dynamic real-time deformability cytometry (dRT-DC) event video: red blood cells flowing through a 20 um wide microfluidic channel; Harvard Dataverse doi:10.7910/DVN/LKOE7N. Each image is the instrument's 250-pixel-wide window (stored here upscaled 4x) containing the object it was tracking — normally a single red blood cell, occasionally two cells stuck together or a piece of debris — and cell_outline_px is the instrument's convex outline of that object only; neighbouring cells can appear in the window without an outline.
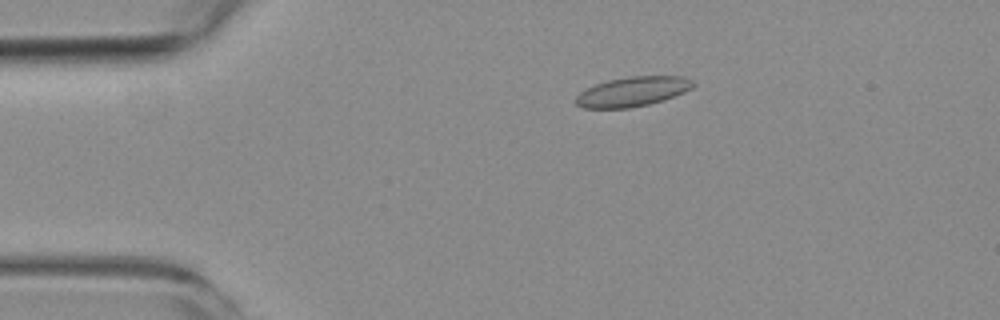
{"species": "common noctule bat (a hibernating species)", "species_latin": "Nyctalus noctula", "temperature_condition": "room temperature", "stored_images_in_passage": 10, "camera_frame_rate_fps": 3000, "um_per_image_px": 0.085, "animal": {"sex": "female", "body_mass_g": 19.3, "forearm_length_mm": 54.1}, "frame": {"image": 1, "passage_image": 2, "time_ms": 1.333, "image_size_px": [1000, 320], "cell_outline_px": [[696, 84], [692, 88], [684, 92], [664, 100], [648, 104], [628, 108], [584, 108], [576, 104], [576, 96], [580, 92], [596, 84], [608, 80], [628, 76], [684, 76], [692, 80]], "centroid_in_image_um": [53.8, 7.78], "position_along_channel_um": 31.2, "area_um2": 20.23}}
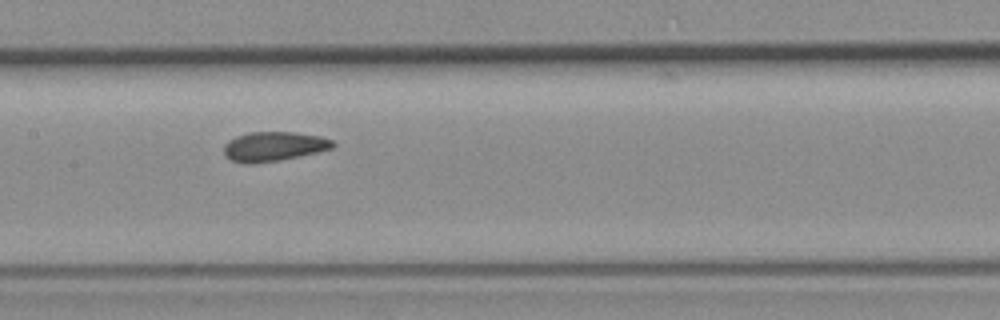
{"frame": {"image": 2, "passage_image": 7, "time_ms": 6.667, "image_size_px": [1000, 320], "cell_outline_px": [[336, 144], [332, 148], [300, 156], [280, 160], [256, 164], [244, 164], [232, 160], [224, 156], [224, 144], [228, 140], [236, 136], [248, 132], [292, 132], [320, 136], [332, 140]], "centroid_in_image_um": [23.23, 12.45], "position_along_channel_um": 184.2, "area_um2": 18.84}}
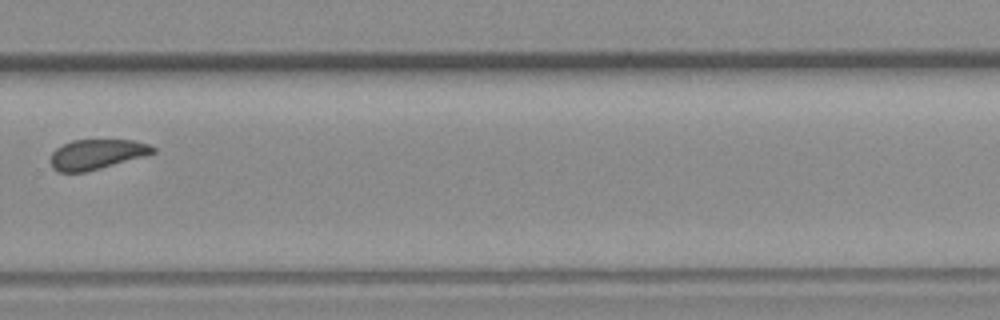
{"frame": {"image": 3, "passage_image": 10, "time_ms": 10.333, "image_size_px": [1000, 320], "cell_outline_px": [[156, 152], [84, 172], [60, 172], [52, 168], [52, 152], [56, 148], [72, 140], [136, 140], [148, 144], [156, 148]], "centroid_in_image_um": [8.21, 13.09], "position_along_channel_um": 321.6, "area_um2": 17.46}}